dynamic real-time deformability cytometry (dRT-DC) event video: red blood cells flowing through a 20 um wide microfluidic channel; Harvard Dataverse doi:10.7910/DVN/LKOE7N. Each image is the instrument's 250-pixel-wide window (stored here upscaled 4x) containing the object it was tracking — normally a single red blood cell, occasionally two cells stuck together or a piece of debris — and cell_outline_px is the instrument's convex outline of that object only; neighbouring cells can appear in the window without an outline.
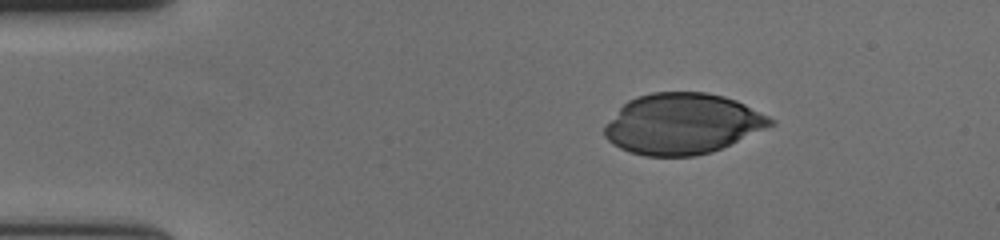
{"species": "human", "species_latin": "Homo sapiens", "temperature_condition": "cold", "stored_images_in_passage": 48, "camera_frame_rate_fps": 3000, "um_per_image_px": 0.085, "donor": {"sex": "female"}, "frame": {"image": 1, "passage_image": 1, "time_ms": 0.0, "image_size_px": [1000, 240], "cell_outline_px": [[776, 124], [712, 152], [696, 156], [644, 156], [620, 148], [612, 144], [604, 136], [604, 124], [628, 100], [636, 96], [652, 92], [708, 92], [724, 96], [736, 100], [776, 120]], "centroid_in_image_um": [57.99, 10.52], "position_along_channel_um": 27.0, "area_um2": 58.78}}